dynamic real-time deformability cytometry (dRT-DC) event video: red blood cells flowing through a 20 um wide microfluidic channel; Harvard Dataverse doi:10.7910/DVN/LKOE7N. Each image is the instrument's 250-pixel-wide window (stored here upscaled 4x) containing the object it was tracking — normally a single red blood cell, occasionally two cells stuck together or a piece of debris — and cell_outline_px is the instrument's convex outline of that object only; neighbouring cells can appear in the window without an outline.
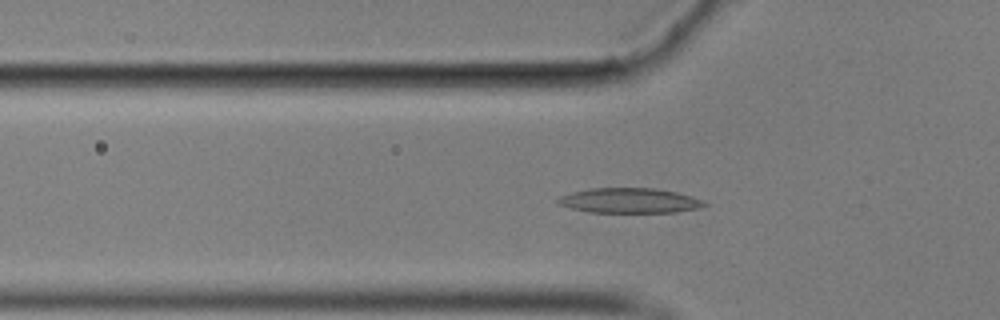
{"species": "common noctule bat (a hibernating species)", "species_latin": "Nyctalus noctula", "temperature_condition": "cold", "stored_images_in_passage": 55, "camera_frame_rate_fps": 3000, "um_per_image_px": 0.085, "animal": {"sex": "male", "body_mass_g": 17.9}, "frame": {"image": 1, "passage_image": 17, "time_ms": 5.333, "image_size_px": [1000, 320], "cell_outline_px": [[708, 204], [696, 208], [676, 212], [588, 212], [572, 208], [560, 204], [556, 200], [560, 196], [572, 192], [592, 188], [652, 188], [676, 192], [700, 200]], "centroid_in_image_um": [53.46, 17.05], "position_along_channel_um": 72.3, "area_um2": 20.87}}
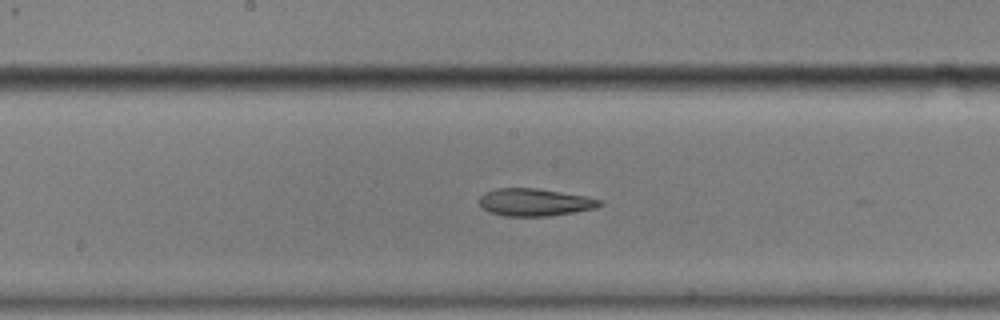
{"frame": {"image": 2, "passage_image": 28, "time_ms": 9.0, "image_size_px": [1000, 320], "cell_outline_px": [[604, 204], [596, 208], [576, 212], [552, 216], [504, 216], [488, 212], [480, 208], [480, 196], [484, 192], [496, 188], [536, 188], [584, 196], [604, 200]], "centroid_in_image_um": [45.45, 17.2], "position_along_channel_um": 202.8, "area_um2": 19.54}}
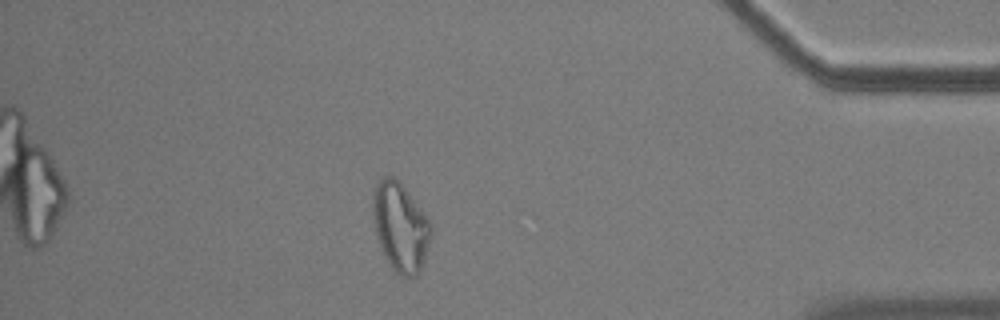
{"frame": {"image": 3, "passage_image": 48, "time_ms": 15.667, "image_size_px": [1000, 320], "cell_outline_px": [[432, 232], [424, 260], [420, 272], [412, 280], [400, 276], [392, 268], [384, 256], [372, 220], [372, 196], [380, 180], [384, 176], [392, 176], [400, 180], [428, 216], [432, 224]], "centroid_in_image_um": [34.06, 19.3], "position_along_channel_um": 401.1, "area_um2": 30.58}, "authors_computed_cell_mechanics": {"area_um2": 20.8658, "velocity_mm_per_s": 3.5391, "shape_relaxation_time_tau1_ms": null, "shape_relaxation_time_tau2_ms": 4.7048, "deformation_change_tau1": null, "deformation_change_tau2": 0.1437}}